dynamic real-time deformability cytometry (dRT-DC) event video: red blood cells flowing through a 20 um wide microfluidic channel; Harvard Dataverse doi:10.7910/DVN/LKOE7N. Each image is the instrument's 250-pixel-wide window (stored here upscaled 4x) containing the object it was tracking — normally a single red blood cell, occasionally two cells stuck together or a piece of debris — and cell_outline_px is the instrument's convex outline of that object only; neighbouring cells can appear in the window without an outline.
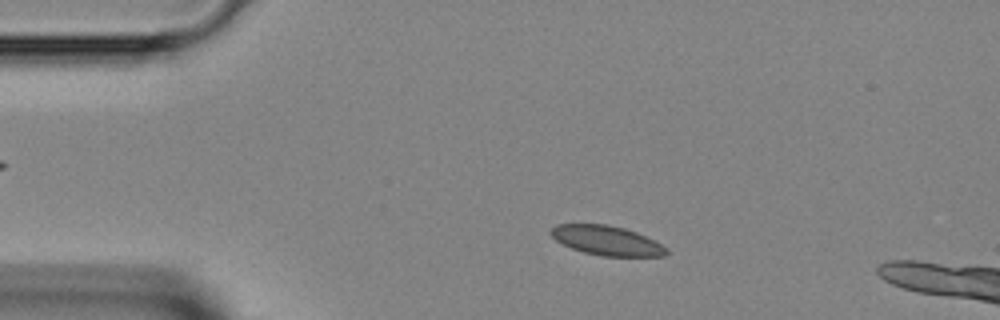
{"species": "Egyptian fruit bat (a non-hibernating species)", "species_latin": "Rousettus aegyptiacus", "temperature_condition": "room temperature", "stored_images_in_passage": 10, "camera_frame_rate_fps": 3000, "um_per_image_px": 0.085, "animal": {"sex": "female"}, "frame": {"image": 1, "passage_image": 5, "time_ms": 1.333, "image_size_px": [1000, 320], "cell_outline_px": [[668, 252], [664, 256], [604, 256], [584, 252], [572, 248], [556, 240], [548, 232], [556, 224], [608, 224], [624, 228], [636, 232], [668, 248]], "centroid_in_image_um": [51.56, 20.44], "position_along_channel_um": 33.4, "area_um2": 19.65}}